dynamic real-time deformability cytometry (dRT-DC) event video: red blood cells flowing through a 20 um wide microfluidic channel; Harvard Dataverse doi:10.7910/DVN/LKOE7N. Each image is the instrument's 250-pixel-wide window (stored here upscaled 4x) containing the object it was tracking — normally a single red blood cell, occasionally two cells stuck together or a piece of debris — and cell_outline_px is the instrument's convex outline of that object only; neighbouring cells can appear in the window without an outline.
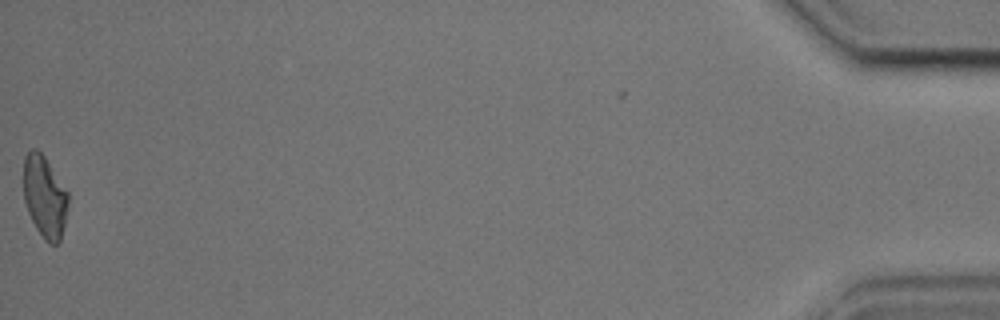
{"species": "common noctule bat (a hibernating species)", "species_latin": "Nyctalus noctula", "temperature_condition": "cold", "stored_images_in_passage": 41, "camera_frame_rate_fps": 3000, "um_per_image_px": 0.085, "animal": {"sex": "male", "body_mass_g": 17.9, "forearm_length_mm": 54.2}, "frame": {"image": 1, "passage_image": 41, "time_ms": 13.333, "image_size_px": [1000, 320], "cell_outline_px": [[68, 204], [64, 224], [60, 240], [56, 244], [48, 244], [44, 240], [36, 228], [28, 212], [24, 200], [24, 156], [32, 148], [36, 148], [44, 156], [68, 192]], "centroid_in_image_um": [3.79, 16.72], "position_along_channel_um": 431.4, "area_um2": 21.15}, "authors_computed_cell_mechanics": {"area_um2": 22.3686, "velocity_mm_per_s": 3.6584, "shape_relaxation_time_tau1_ms": null, "shape_relaxation_time_tau2_ms": 3.3005, "deformation_change_tau1": null, "deformation_change_tau2": 0.1161}}